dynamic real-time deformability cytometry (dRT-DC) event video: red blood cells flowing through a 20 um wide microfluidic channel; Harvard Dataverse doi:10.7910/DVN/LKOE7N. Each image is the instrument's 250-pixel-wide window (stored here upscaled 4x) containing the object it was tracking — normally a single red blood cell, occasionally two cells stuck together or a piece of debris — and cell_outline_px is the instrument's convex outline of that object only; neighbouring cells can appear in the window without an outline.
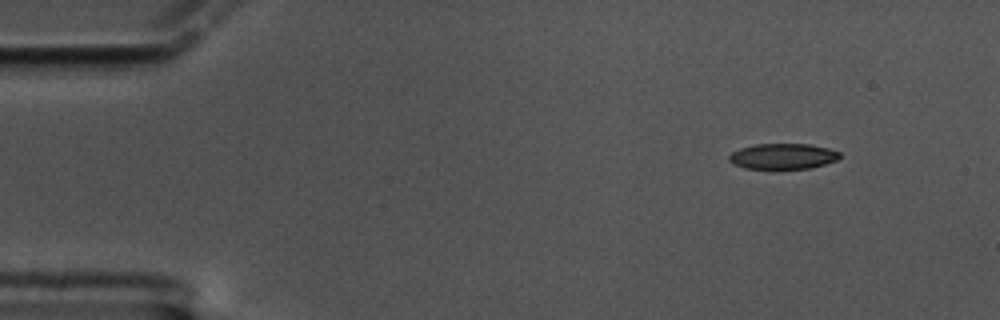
{"species": "common noctule bat (a hibernating species)", "species_latin": "Nyctalus noctula", "temperature_condition": "cold", "stored_images_in_passage": 55, "camera_frame_rate_fps": 3000, "um_per_image_px": 0.085, "animal": {"sex": "male", "body_mass_g": 17.5, "forearm_length_mm": 52.3}, "frame": {"image": 1, "passage_image": 1, "time_ms": 0.0, "image_size_px": [1000, 320], "cell_outline_px": [[840, 156], [836, 160], [824, 164], [808, 168], [772, 172], [744, 168], [732, 164], [728, 160], [728, 156], [732, 152], [740, 148], [756, 144], [808, 144], [828, 148], [840, 152]], "centroid_in_image_um": [66.47, 13.33], "position_along_channel_um": 18.5, "area_um2": 17.28}}
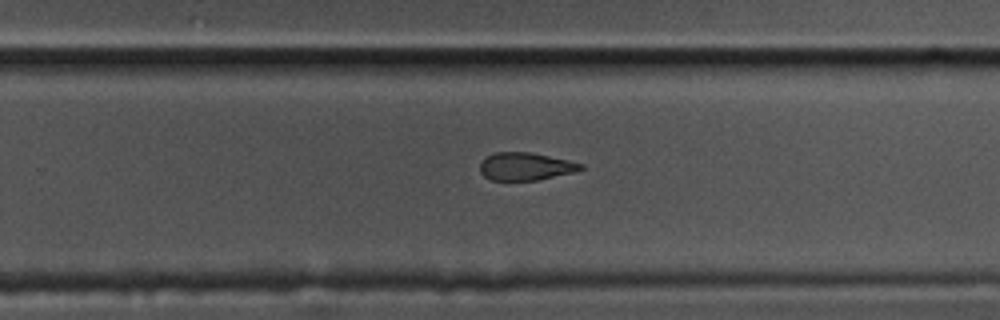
{"frame": {"image": 2, "passage_image": 33, "time_ms": 10.667, "image_size_px": [1000, 320], "cell_outline_px": [[584, 168], [576, 172], [536, 180], [492, 180], [484, 176], [480, 172], [480, 164], [488, 156], [496, 152], [532, 152], [568, 160], [584, 164]], "centroid_in_image_um": [44.7, 14.14], "position_along_channel_um": 285.1, "area_um2": 16.24}}
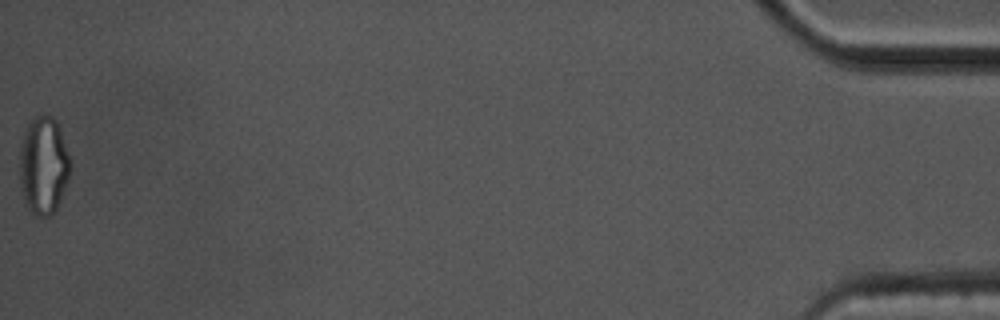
{"frame": {"image": 3, "passage_image": 55, "time_ms": 18.0, "image_size_px": [1000, 320], "cell_outline_px": [[72, 164], [68, 180], [60, 200], [52, 216], [36, 216], [24, 204], [20, 188], [20, 144], [24, 132], [28, 124], [36, 116], [52, 116], [56, 120], [72, 160]], "centroid_in_image_um": [3.7, 14.09], "position_along_channel_um": 431.5, "area_um2": 29.19}, "authors_computed_cell_mechanics": {"area_um2": 18.0914, "velocity_mm_per_s": 3.3424, "shape_relaxation_time_tau1_ms": 8.5863, "shape_relaxation_time_tau2_ms": 5.7512, "deformation_change_tau1": 0.1715, "deformation_change_tau2": 0.1324}}